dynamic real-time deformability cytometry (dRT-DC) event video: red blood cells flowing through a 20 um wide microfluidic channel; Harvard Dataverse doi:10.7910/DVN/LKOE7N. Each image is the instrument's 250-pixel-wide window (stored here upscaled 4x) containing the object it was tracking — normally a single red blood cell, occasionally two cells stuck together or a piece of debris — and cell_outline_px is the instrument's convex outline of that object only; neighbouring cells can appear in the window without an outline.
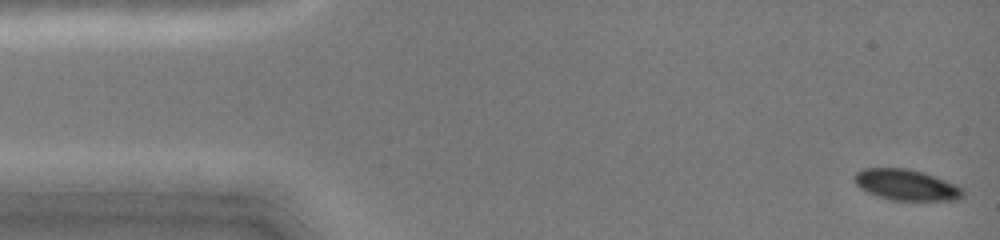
{"species": "common noctule bat (a hibernating species)", "species_latin": "Nyctalus noctula", "temperature_condition": "cold", "stored_images_in_passage": 47, "camera_frame_rate_fps": 3000, "um_per_image_px": 0.085, "animal": {"sex": "female", "body_mass_g": 19.0, "forearm_length_mm": 51.5}, "frame": {"image": 1, "passage_image": 1, "time_ms": 0.0, "image_size_px": [1000, 240], "cell_outline_px": [[964, 196], [960, 200], [892, 200], [876, 196], [860, 188], [852, 180], [852, 176], [856, 172], [864, 168], [908, 168], [924, 172], [956, 184], [964, 188]], "centroid_in_image_um": [77.04, 15.71], "position_along_channel_um": 8.0, "area_um2": 19.88}}
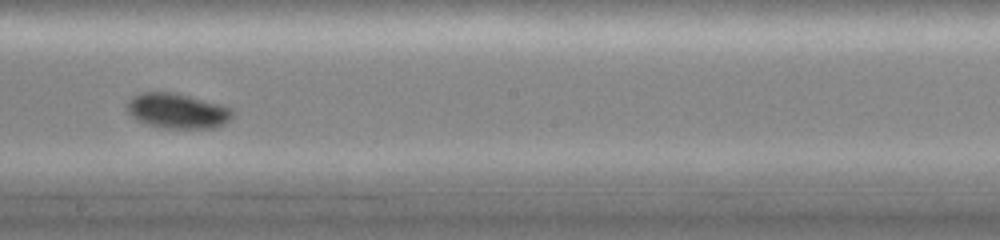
{"frame": {"image": 2, "passage_image": 26, "time_ms": 8.333, "image_size_px": [1000, 240], "cell_outline_px": [[232, 116], [224, 124], [212, 128], [164, 128], [148, 124], [132, 116], [128, 112], [128, 100], [132, 96], [140, 92], [176, 92], [232, 108]], "centroid_in_image_um": [15.07, 9.41], "position_along_channel_um": 233.1, "area_um2": 21.33}}
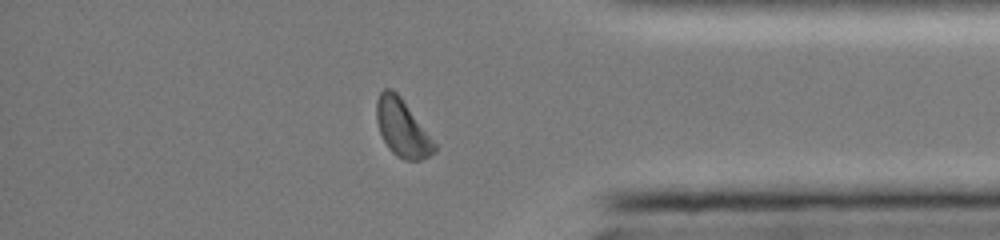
{"frame": {"image": 3, "passage_image": 39, "time_ms": 12.667, "image_size_px": [1000, 240], "cell_outline_px": [[436, 152], [420, 160], [404, 160], [396, 156], [388, 148], [380, 132], [376, 120], [376, 100], [380, 92], [384, 88], [392, 88], [400, 96], [436, 144]], "centroid_in_image_um": [34.17, 10.88], "position_along_channel_um": 401.0, "area_um2": 19.19}, "authors_computed_cell_mechanics": {"area_um2": 20.1144, "velocity_mm_per_s": 4.0732, "shape_relaxation_time_tau1_ms": 1.4221, "shape_relaxation_time_tau2_ms": null, "deformation_change_tau1": 0.086, "deformation_change_tau2": null}}